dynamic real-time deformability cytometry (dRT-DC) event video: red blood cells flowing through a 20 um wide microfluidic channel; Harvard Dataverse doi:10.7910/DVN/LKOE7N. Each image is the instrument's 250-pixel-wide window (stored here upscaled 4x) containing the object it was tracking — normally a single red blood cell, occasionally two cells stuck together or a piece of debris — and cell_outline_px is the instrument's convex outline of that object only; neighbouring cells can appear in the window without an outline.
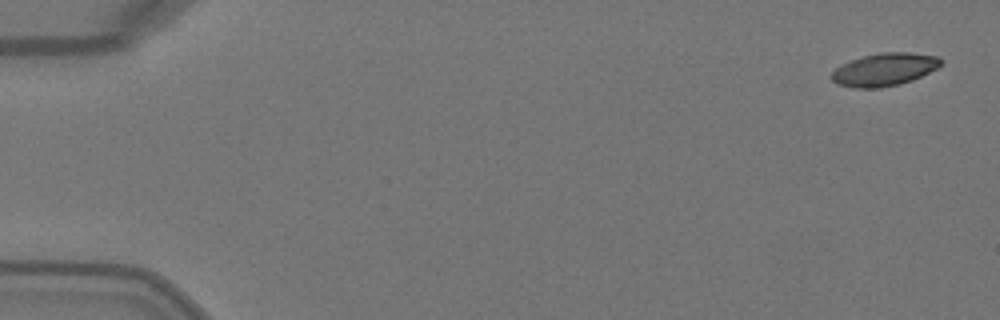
{"species": "Egyptian fruit bat (a non-hibernating species)", "species_latin": "Rousettus aegyptiacus", "temperature_condition": "warm", "stored_images_in_passage": 6, "camera_frame_rate_fps": 3000, "um_per_image_px": 0.085, "animal": {"sex": "female"}, "frame": {"image": 1, "passage_image": 1, "time_ms": 0.0, "image_size_px": [1000, 320], "cell_outline_px": [[944, 60], [936, 68], [912, 80], [900, 84], [880, 88], [856, 88], [836, 84], [828, 76], [840, 64], [864, 56], [880, 52], [908, 52], [940, 56]], "centroid_in_image_um": [75.15, 5.91], "position_along_channel_um": 9.9, "area_um2": 20.98}}
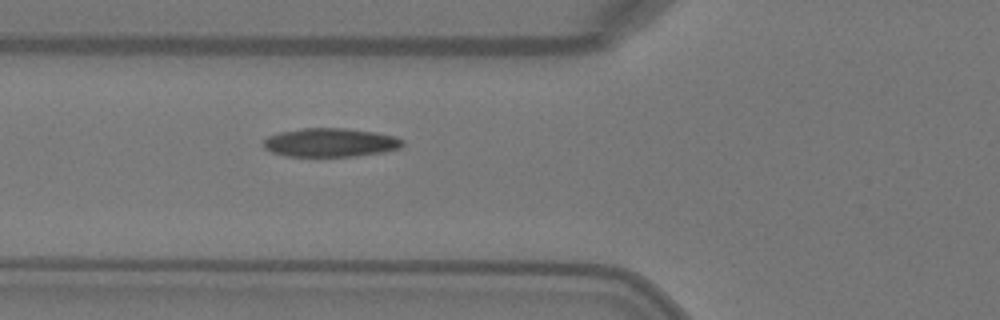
{"frame": {"image": 2, "passage_image": 6, "time_ms": 1.667, "image_size_px": [1000, 320], "cell_outline_px": [[404, 144], [400, 148], [384, 152], [356, 156], [284, 156], [272, 152], [264, 148], [260, 144], [268, 136], [280, 132], [304, 128], [344, 128], [376, 132], [392, 136], [404, 140]], "centroid_in_image_um": [28.06, 12.12], "position_along_channel_um": 97.7, "area_um2": 23.35}}